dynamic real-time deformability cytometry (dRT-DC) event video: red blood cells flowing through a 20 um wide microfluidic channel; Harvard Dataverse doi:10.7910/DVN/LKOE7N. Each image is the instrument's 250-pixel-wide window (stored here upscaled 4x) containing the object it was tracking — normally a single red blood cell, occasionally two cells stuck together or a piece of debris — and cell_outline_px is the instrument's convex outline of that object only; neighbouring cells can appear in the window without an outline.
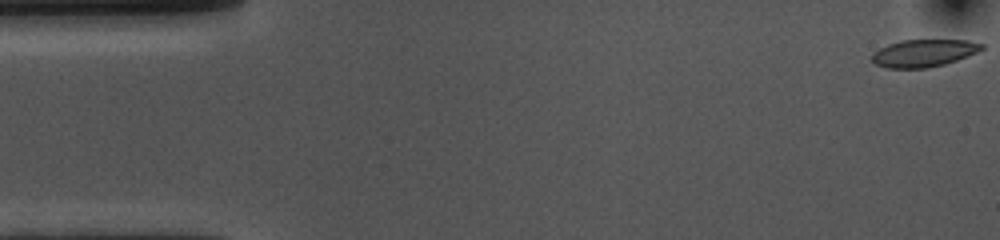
{"species": "common noctule bat (a hibernating species)", "species_latin": "Nyctalus noctula", "temperature_condition": "cold", "stored_images_in_passage": 55, "camera_frame_rate_fps": 3000, "um_per_image_px": 0.085, "animal": {"sex": "female", "body_mass_g": 10.0, "forearm_length_mm": 53.1}, "frame": {"image": 1, "passage_image": 1, "time_ms": 0.0, "image_size_px": [1000, 240], "cell_outline_px": [[984, 48], [968, 56], [944, 64], [928, 68], [888, 68], [876, 64], [872, 60], [872, 52], [888, 44], [904, 40], [968, 40], [984, 44]], "centroid_in_image_um": [78.52, 4.51], "position_along_channel_um": 6.5, "area_um2": 17.46}}
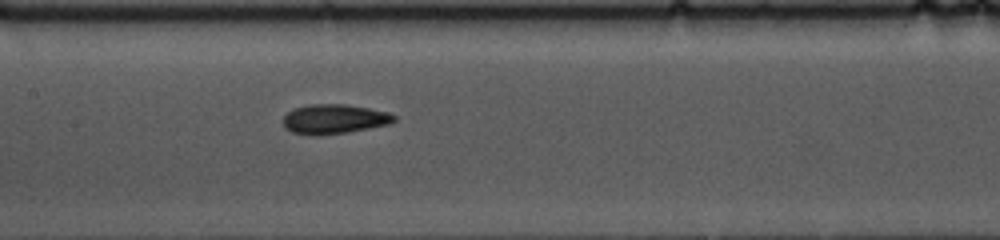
{"frame": {"image": 2, "passage_image": 25, "time_ms": 8.0, "image_size_px": [1000, 240], "cell_outline_px": [[396, 120], [388, 124], [348, 132], [316, 136], [312, 136], [292, 132], [284, 128], [284, 116], [288, 112], [296, 108], [308, 104], [344, 104], [368, 108], [388, 112], [396, 116]], "centroid_in_image_um": [28.39, 10.12], "position_along_channel_um": 179.0, "area_um2": 19.07}}
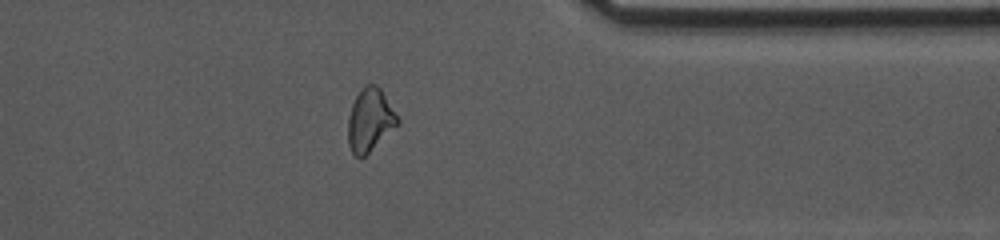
{"frame": {"image": 3, "passage_image": 43, "time_ms": 14.0, "image_size_px": [1000, 240], "cell_outline_px": [[400, 124], [360, 160], [352, 152], [348, 144], [348, 116], [352, 104], [356, 96], [368, 84], [376, 84], [380, 88], [400, 120]], "centroid_in_image_um": [31.45, 10.24], "position_along_channel_um": 380.0, "area_um2": 18.09}, "authors_computed_cell_mechanics": {"area_um2": 18.5538, "velocity_mm_per_s": 3.5895, "shape_relaxation_time_tau1_ms": 5.523, "shape_relaxation_time_tau2_ms": 3.0414, "deformation_change_tau1": 0.1261, "deformation_change_tau2": 0.0981}}